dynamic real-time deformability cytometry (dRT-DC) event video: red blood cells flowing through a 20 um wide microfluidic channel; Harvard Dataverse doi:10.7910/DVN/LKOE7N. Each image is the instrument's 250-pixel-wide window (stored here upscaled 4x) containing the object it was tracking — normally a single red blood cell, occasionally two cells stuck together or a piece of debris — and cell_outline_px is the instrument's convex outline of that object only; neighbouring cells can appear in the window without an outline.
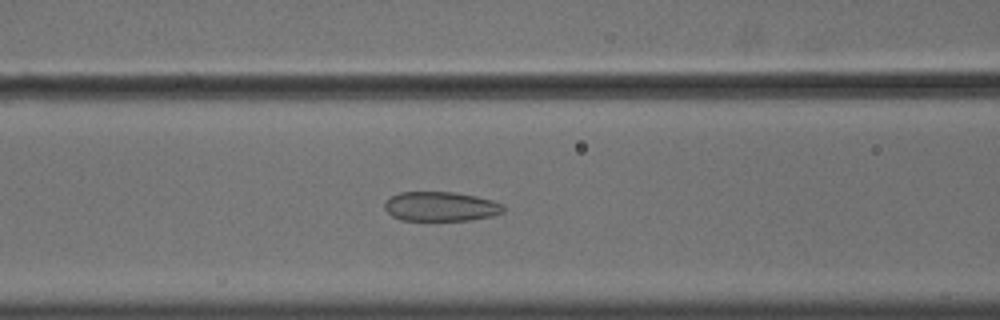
{"species": "common noctule bat (a hibernating species)", "species_latin": "Nyctalus noctula", "temperature_condition": "cold", "stored_images_in_passage": 51, "camera_frame_rate_fps": 3000, "um_per_image_px": 0.085, "animal": {"sex": "male", "body_mass_g": 18.8}, "frame": {"image": 1, "passage_image": 23, "time_ms": 7.333, "image_size_px": [1000, 320], "cell_outline_px": [[504, 212], [492, 216], [468, 220], [400, 220], [392, 216], [384, 208], [384, 200], [400, 192], [452, 192], [476, 196], [492, 200], [504, 204]], "centroid_in_image_um": [37.45, 17.55], "position_along_channel_um": 129.1, "area_um2": 20.46}}
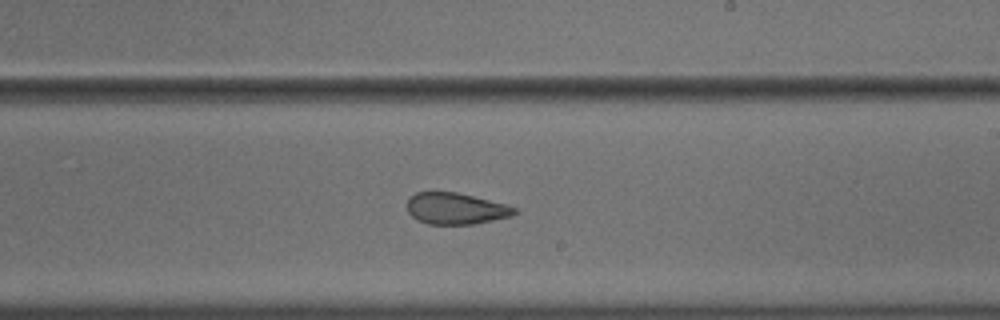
{"frame": {"image": 2, "passage_image": 33, "time_ms": 10.667, "image_size_px": [1000, 320], "cell_outline_px": [[516, 212], [512, 216], [472, 224], [428, 224], [416, 220], [408, 212], [408, 196], [416, 192], [456, 192], [504, 204], [516, 208]], "centroid_in_image_um": [38.69, 17.73], "position_along_channel_um": 250.3, "area_um2": 19.48}}
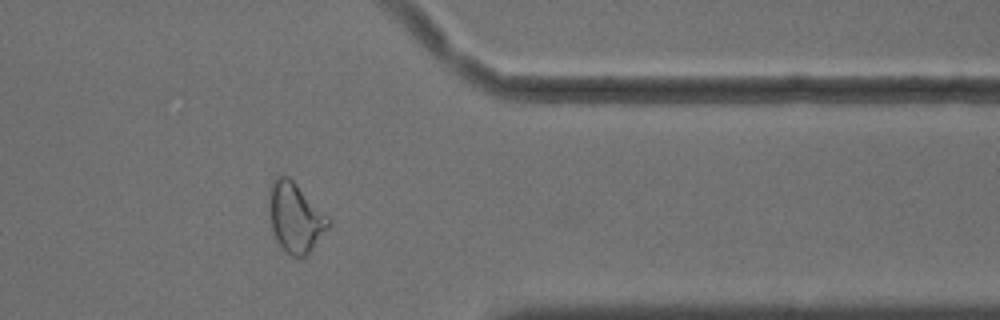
{"frame": {"image": 3, "passage_image": 45, "time_ms": 14.667, "image_size_px": [1000, 320], "cell_outline_px": [[332, 224], [312, 248], [300, 260], [292, 256], [276, 240], [272, 228], [268, 212], [268, 192], [272, 180], [276, 176], [288, 176], [332, 220]], "centroid_in_image_um": [25.09, 18.47], "position_along_channel_um": 386.3, "area_um2": 24.1}}